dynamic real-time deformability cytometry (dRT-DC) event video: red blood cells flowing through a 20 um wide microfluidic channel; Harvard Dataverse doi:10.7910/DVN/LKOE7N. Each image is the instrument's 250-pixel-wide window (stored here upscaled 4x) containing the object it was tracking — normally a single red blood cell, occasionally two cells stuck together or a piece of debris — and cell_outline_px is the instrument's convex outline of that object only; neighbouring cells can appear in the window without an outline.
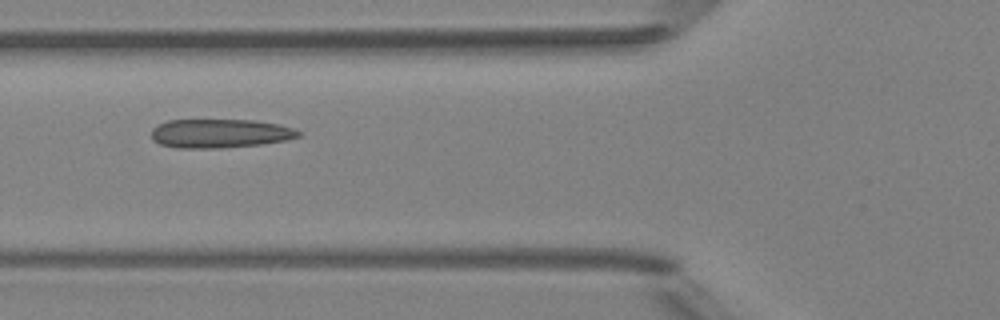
{"species": "Egyptian fruit bat (a non-hibernating species)", "species_latin": "Rousettus aegyptiacus", "temperature_condition": "room temperature", "stored_images_in_passage": 4, "camera_frame_rate_fps": 3000, "um_per_image_px": 0.085, "animal": {"sex": "female"}, "frame": {"image": 1, "passage_image": 4, "time_ms": 3.333, "image_size_px": [1000, 320], "cell_outline_px": [[300, 136], [288, 140], [260, 144], [220, 148], [176, 148], [160, 144], [152, 140], [152, 128], [168, 120], [252, 120], [280, 124], [292, 128], [300, 132]], "centroid_in_image_um": [18.69, 11.34], "position_along_channel_um": 107.1, "area_um2": 24.74}}